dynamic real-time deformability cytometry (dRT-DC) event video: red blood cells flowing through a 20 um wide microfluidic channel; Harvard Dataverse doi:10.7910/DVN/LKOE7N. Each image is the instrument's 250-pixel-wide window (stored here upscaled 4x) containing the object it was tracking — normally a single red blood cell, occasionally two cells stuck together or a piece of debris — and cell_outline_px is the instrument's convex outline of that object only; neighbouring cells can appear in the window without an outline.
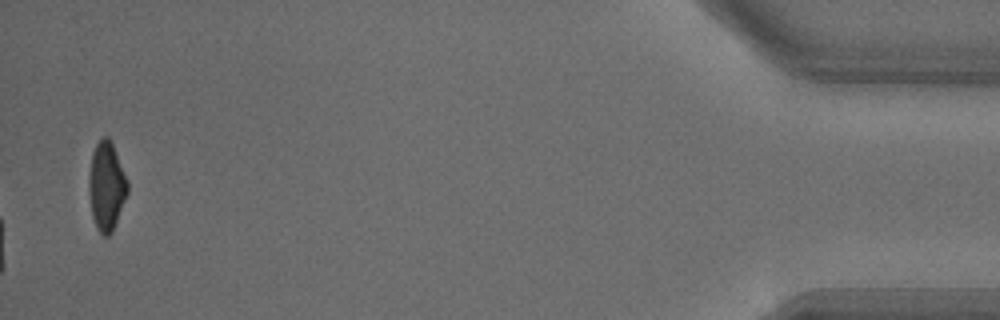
{"species": "common noctule bat (a hibernating species)", "species_latin": "Nyctalus noctula", "temperature_condition": "warm", "stored_images_in_passage": 30, "camera_frame_rate_fps": 3000, "um_per_image_px": 0.085, "animal": {"sex": "male", "body_mass_g": 18.8}, "frame": {"image": 1, "passage_image": 30, "time_ms": 9.667, "image_size_px": [1000, 320], "cell_outline_px": [[128, 192], [112, 232], [108, 236], [104, 236], [96, 228], [92, 216], [88, 192], [88, 176], [92, 152], [96, 144], [104, 136], [108, 136], [112, 144], [128, 180]], "centroid_in_image_um": [9.03, 15.83], "position_along_channel_um": 426.2, "area_um2": 20.0}}